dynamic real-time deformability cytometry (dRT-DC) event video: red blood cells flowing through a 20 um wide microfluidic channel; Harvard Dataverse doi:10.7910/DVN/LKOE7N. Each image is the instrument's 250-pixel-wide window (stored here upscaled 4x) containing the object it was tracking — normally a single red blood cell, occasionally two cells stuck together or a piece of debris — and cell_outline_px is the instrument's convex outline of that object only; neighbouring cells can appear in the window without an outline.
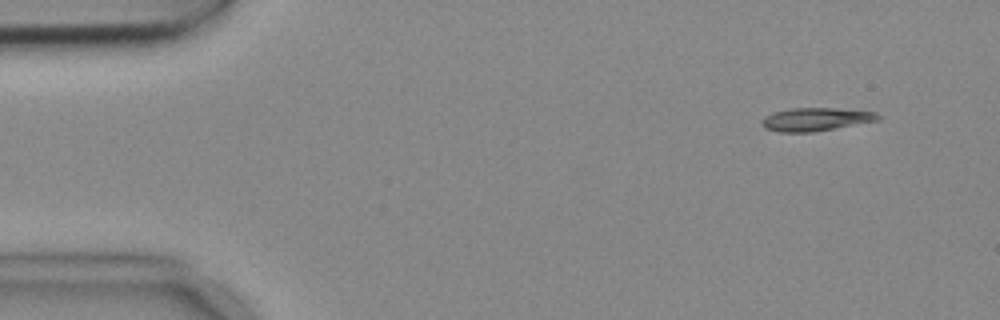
{"species": "common noctule bat (a hibernating species)", "species_latin": "Nyctalus noctula", "temperature_condition": "cold", "stored_images_in_passage": 4, "camera_frame_rate_fps": 3000, "um_per_image_px": 0.085, "animal": {"sex": "female", "body_mass_g": 18.4}, "frame": {"image": 1, "passage_image": 1, "time_ms": 0.0, "image_size_px": [1000, 320], "cell_outline_px": [[880, 120], [812, 132], [780, 132], [764, 128], [760, 124], [760, 120], [764, 116], [772, 112], [792, 108], [836, 108], [876, 112], [880, 116]], "centroid_in_image_um": [69.29, 10.14], "position_along_channel_um": 15.7, "area_um2": 15.78}}